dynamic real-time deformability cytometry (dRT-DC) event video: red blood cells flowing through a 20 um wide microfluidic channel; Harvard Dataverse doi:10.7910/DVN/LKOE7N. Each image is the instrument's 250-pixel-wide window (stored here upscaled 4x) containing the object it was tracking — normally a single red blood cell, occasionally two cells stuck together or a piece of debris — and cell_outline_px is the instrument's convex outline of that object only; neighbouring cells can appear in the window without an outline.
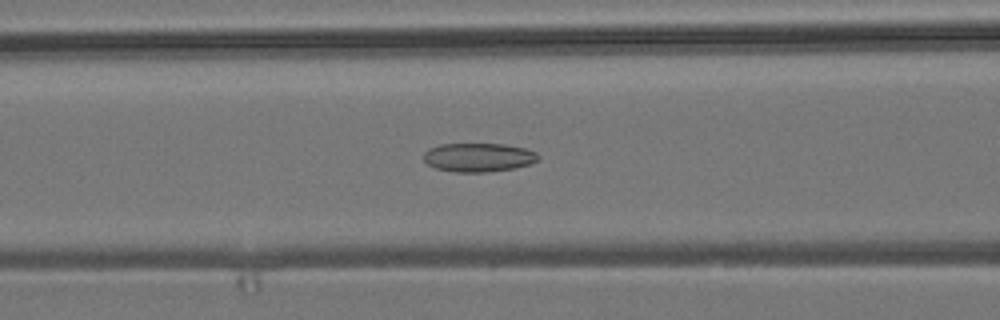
{"species": "common noctule bat (a hibernating species)", "species_latin": "Nyctalus noctula", "temperature_condition": "room temperature", "stored_images_in_passage": 39, "camera_frame_rate_fps": 3000, "um_per_image_px": 0.085, "animal": {"sex": "male", "body_mass_g": 19.2, "forearm_length_mm": 51.8}, "frame": {"image": 1, "passage_image": 12, "time_ms": 3.667, "image_size_px": [1000, 320], "cell_outline_px": [[540, 156], [536, 160], [528, 164], [516, 168], [488, 172], [456, 172], [436, 168], [428, 164], [424, 160], [424, 152], [428, 148], [440, 144], [504, 144], [524, 148], [536, 152]], "centroid_in_image_um": [40.65, 13.37], "position_along_channel_um": 125.9, "area_um2": 19.19}}
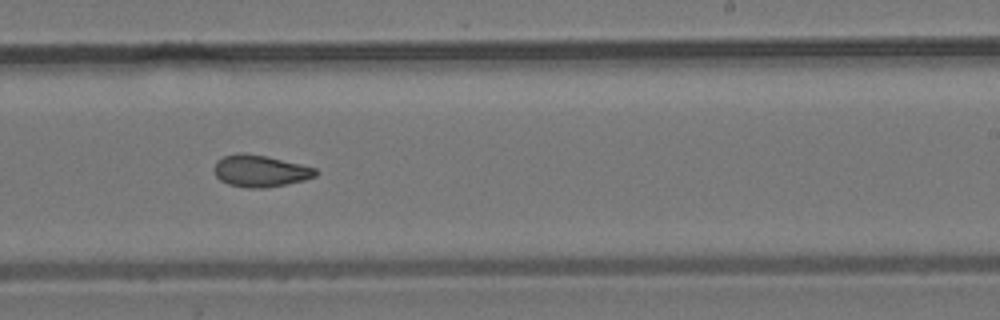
{"frame": {"image": 2, "passage_image": 23, "time_ms": 7.333, "image_size_px": [1000, 320], "cell_outline_px": [[320, 172], [316, 176], [304, 180], [264, 188], [248, 188], [228, 184], [220, 180], [216, 176], [212, 168], [216, 160], [224, 156], [240, 152], [268, 156], [316, 168]], "centroid_in_image_um": [22.1, 14.52], "position_along_channel_um": 266.9, "area_um2": 18.96}}
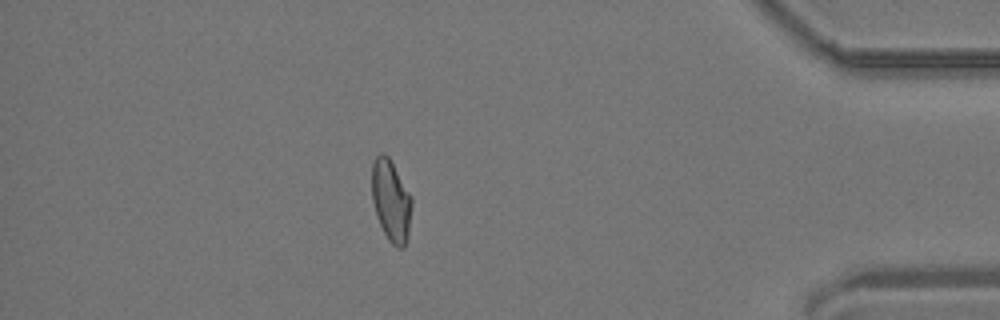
{"frame": {"image": 3, "passage_image": 37, "time_ms": 12.0, "image_size_px": [1000, 320], "cell_outline_px": [[412, 204], [408, 232], [404, 248], [396, 248], [388, 240], [376, 216], [372, 200], [372, 164], [376, 156], [380, 152], [384, 152], [388, 156], [412, 196]], "centroid_in_image_um": [33.23, 17.04], "position_along_channel_um": 402.0, "area_um2": 19.02}, "authors_computed_cell_mechanics": {"area_um2": 19.0162, "velocity_mm_per_s": 3.8421, "shape_relaxation_time_tau1_ms": null, "shape_relaxation_time_tau2_ms": 2.7723, "deformation_change_tau1": null, "deformation_change_tau2": 0.0855}}